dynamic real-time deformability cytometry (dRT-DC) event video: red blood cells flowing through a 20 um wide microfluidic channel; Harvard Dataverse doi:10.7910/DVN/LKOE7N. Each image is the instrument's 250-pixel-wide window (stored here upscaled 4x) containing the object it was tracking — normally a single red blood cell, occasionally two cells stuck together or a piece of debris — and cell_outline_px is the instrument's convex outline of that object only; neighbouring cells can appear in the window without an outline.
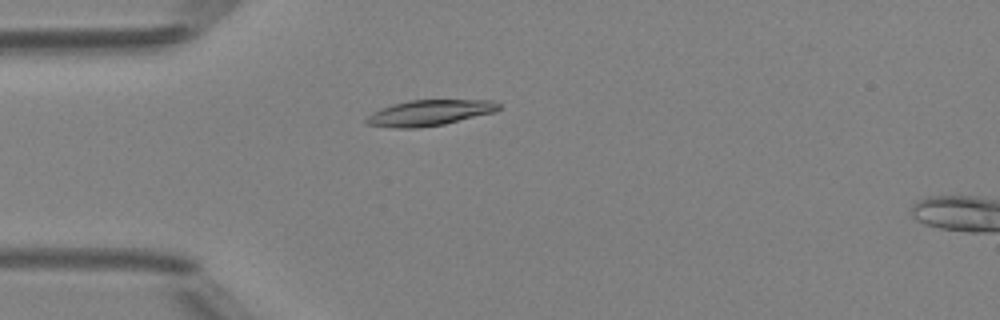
{"species": "Egyptian fruit bat (a non-hibernating species)", "species_latin": "Rousettus aegyptiacus", "temperature_condition": "room temperature", "stored_images_in_passage": 16, "camera_frame_rate_fps": 3000, "um_per_image_px": 0.085, "animal": {"sex": "female"}, "frame": {"image": 1, "passage_image": 14, "time_ms": 4.333, "image_size_px": [1000, 320], "cell_outline_px": [[500, 108], [496, 112], [444, 124], [416, 128], [392, 128], [364, 124], [364, 120], [372, 112], [380, 108], [392, 104], [408, 100], [492, 100], [500, 104]], "centroid_in_image_um": [36.48, 9.59], "position_along_channel_um": 48.5, "area_um2": 20.06}}